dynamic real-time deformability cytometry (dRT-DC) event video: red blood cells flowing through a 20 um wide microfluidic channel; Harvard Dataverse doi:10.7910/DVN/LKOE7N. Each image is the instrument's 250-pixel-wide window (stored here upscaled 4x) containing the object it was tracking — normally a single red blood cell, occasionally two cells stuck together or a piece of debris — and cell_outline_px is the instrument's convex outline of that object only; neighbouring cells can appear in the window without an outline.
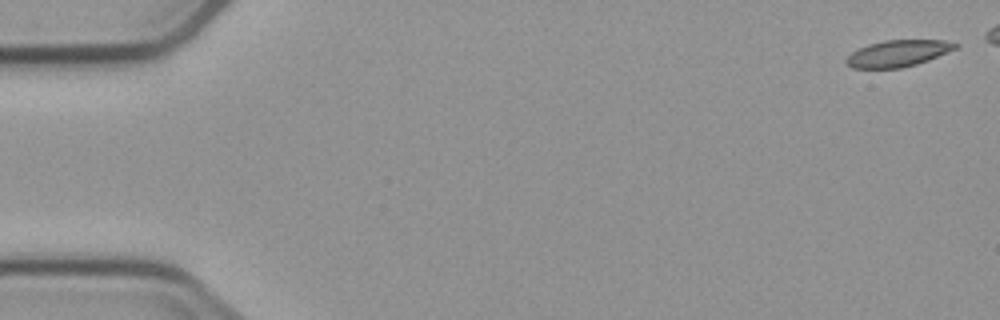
{"species": "common noctule bat (a hibernating species)", "species_latin": "Nyctalus noctula", "temperature_condition": "cold", "stored_images_in_passage": 6, "camera_frame_rate_fps": 3000, "um_per_image_px": 0.085, "animal": {"sex": "male", "body_mass_g": 23.1, "forearm_length_mm": 52.7}, "frame": {"image": 1, "passage_image": 1, "time_ms": 0.0, "image_size_px": [1000, 320], "cell_outline_px": [[960, 44], [956, 48], [928, 60], [916, 64], [900, 68], [852, 68], [844, 60], [852, 52], [868, 44], [884, 40], [944, 40]], "centroid_in_image_um": [76.31, 4.53], "position_along_channel_um": 8.7, "area_um2": 16.7}}
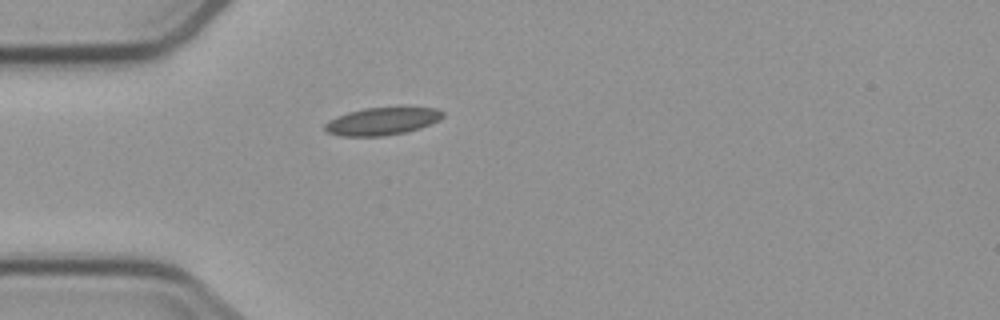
{"frame": {"image": 2, "passage_image": 6, "time_ms": 7.0, "image_size_px": [1000, 320], "cell_outline_px": [[444, 116], [440, 120], [420, 128], [404, 132], [380, 136], [340, 136], [328, 132], [324, 128], [324, 124], [328, 120], [336, 116], [348, 112], [364, 108], [436, 108], [444, 112]], "centroid_in_image_um": [32.46, 10.31], "position_along_channel_um": 52.5, "area_um2": 18.79}}